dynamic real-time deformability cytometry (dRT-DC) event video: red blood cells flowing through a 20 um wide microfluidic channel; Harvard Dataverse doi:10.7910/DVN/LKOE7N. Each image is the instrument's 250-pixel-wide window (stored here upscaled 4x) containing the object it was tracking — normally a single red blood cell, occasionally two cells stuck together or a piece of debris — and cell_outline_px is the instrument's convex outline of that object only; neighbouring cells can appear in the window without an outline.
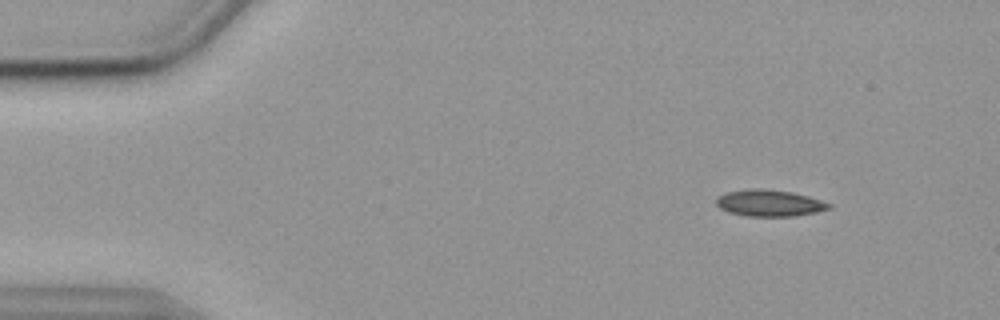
{"species": "common noctule bat (a hibernating species)", "species_latin": "Nyctalus noctula", "temperature_condition": "cold", "stored_images_in_passage": 56, "camera_frame_rate_fps": 3000, "um_per_image_px": 0.085, "animal": {"sex": "female", "body_mass_g": 19.9}, "frame": {"image": 1, "passage_image": 6, "time_ms": 1.667, "image_size_px": [1000, 320], "cell_outline_px": [[832, 208], [816, 212], [792, 216], [748, 216], [728, 212], [720, 208], [716, 204], [716, 196], [724, 192], [748, 188], [764, 188], [792, 192], [808, 196], [832, 204]], "centroid_in_image_um": [65.36, 17.24], "position_along_channel_um": 19.6, "area_um2": 17.63}}
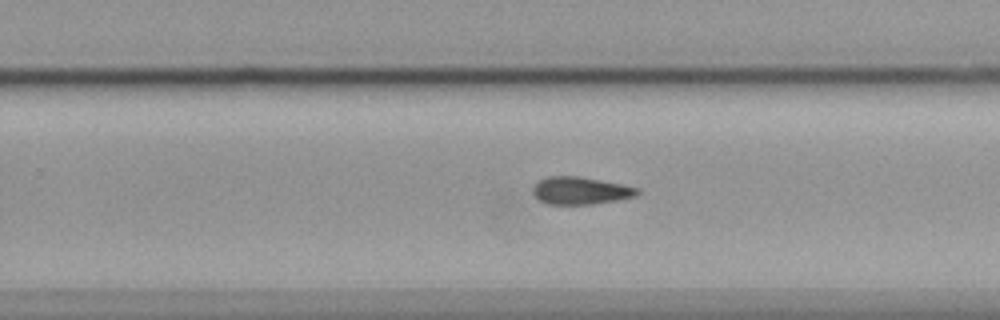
{"frame": {"image": 2, "passage_image": 35, "time_ms": 11.333, "image_size_px": [1000, 320], "cell_outline_px": [[640, 192], [632, 196], [592, 204], [548, 204], [540, 200], [532, 192], [532, 188], [536, 180], [548, 176], [580, 176], [640, 188]], "centroid_in_image_um": [49.26, 16.18], "position_along_channel_um": 280.5, "area_um2": 16.53}}
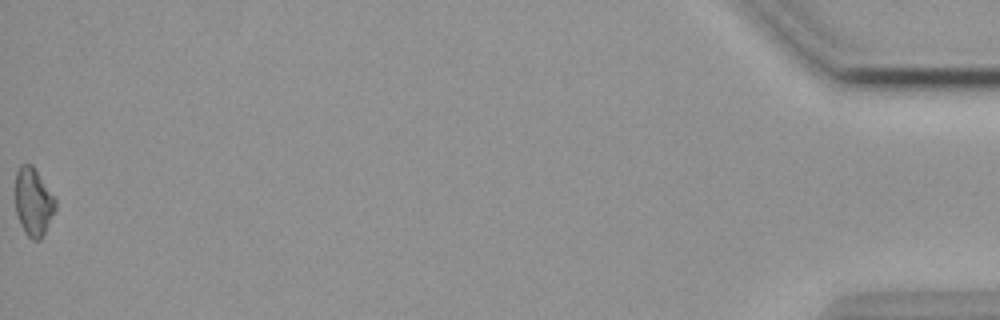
{"frame": {"image": 3, "passage_image": 56, "time_ms": 18.333, "image_size_px": [1000, 320], "cell_outline_px": [[56, 208], [40, 240], [32, 240], [24, 232], [20, 224], [16, 212], [16, 172], [20, 164], [32, 164], [56, 200]], "centroid_in_image_um": [2.82, 17.16], "position_along_channel_um": 432.4, "area_um2": 15.66}}